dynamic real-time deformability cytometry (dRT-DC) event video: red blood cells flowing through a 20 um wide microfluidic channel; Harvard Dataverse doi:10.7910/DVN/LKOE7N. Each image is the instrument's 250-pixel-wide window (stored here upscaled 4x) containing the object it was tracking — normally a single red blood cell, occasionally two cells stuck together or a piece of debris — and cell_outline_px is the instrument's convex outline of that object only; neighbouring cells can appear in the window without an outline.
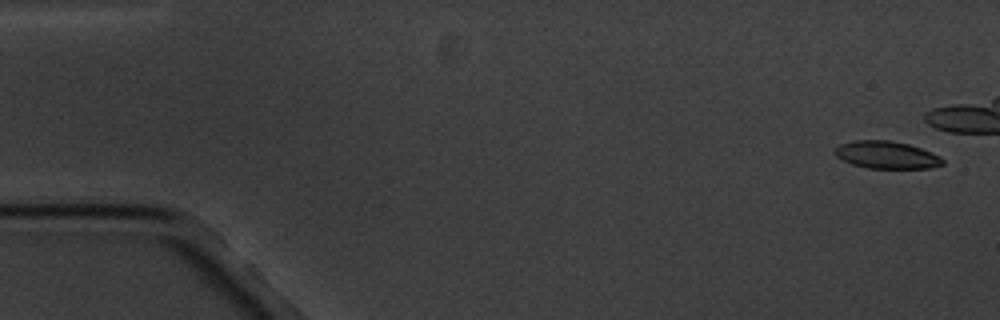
{"species": "common noctule bat (a hibernating species)", "species_latin": "Nyctalus noctula", "temperature_condition": "cold", "stored_images_in_passage": 15, "camera_frame_rate_fps": 3000, "um_per_image_px": 0.085, "animal": {"sex": "male", "body_mass_g": 20.1, "forearm_length_mm": 53.5}, "frame": {"image": 1, "passage_image": 1, "time_ms": 0.0, "image_size_px": [1000, 320], "cell_outline_px": [[944, 164], [932, 168], [868, 168], [852, 164], [836, 156], [836, 148], [840, 144], [852, 140], [892, 140], [908, 144], [932, 152], [940, 156], [944, 160]], "centroid_in_image_um": [75.39, 13.16], "position_along_channel_um": 9.6, "area_um2": 17.22}}